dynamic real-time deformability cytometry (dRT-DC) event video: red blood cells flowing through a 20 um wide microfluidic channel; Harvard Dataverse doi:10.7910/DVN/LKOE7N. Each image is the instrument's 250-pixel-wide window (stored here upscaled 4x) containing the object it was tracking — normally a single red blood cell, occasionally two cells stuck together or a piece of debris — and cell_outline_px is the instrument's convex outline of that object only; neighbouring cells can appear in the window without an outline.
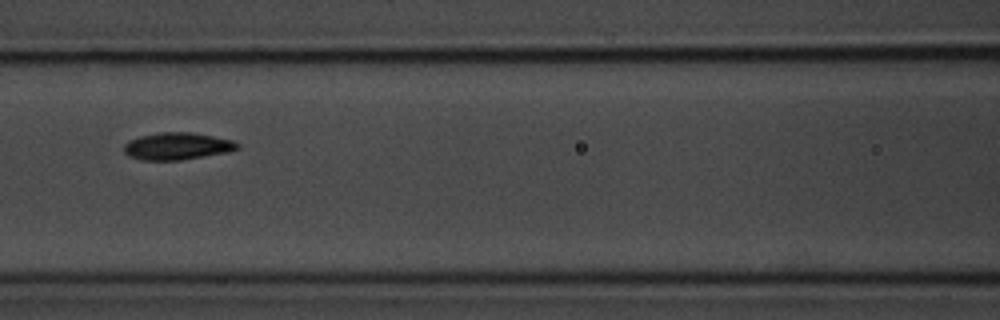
{"species": "common noctule bat (a hibernating species)", "species_latin": "Nyctalus noctula", "temperature_condition": "room temperature", "stored_images_in_passage": 11, "camera_frame_rate_fps": 3000, "um_per_image_px": 0.085, "animal": {"sex": "male", "body_mass_g": 20.1, "forearm_length_mm": 53.5}, "frame": {"image": 1, "passage_image": 4, "time_ms": 3.333, "image_size_px": [1000, 320], "cell_outline_px": [[240, 148], [228, 152], [180, 160], [140, 160], [128, 156], [124, 152], [124, 144], [128, 140], [140, 136], [160, 132], [192, 132], [232, 140], [240, 144]], "centroid_in_image_um": [15.04, 12.42], "position_along_channel_um": 151.6, "area_um2": 18.03}}
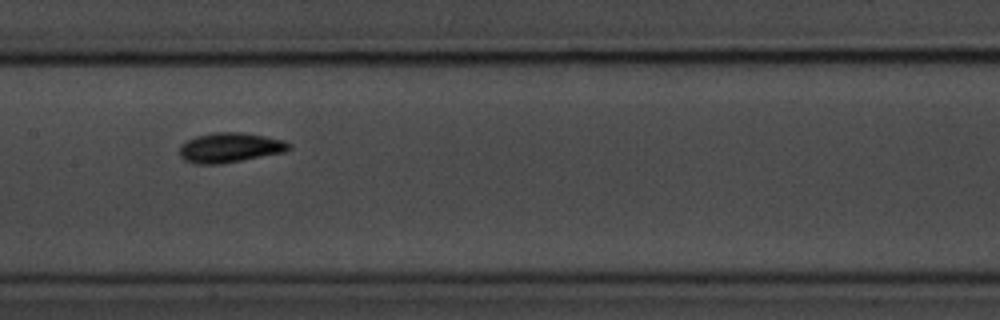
{"frame": {"image": 2, "passage_image": 5, "time_ms": 4.333, "image_size_px": [1000, 320], "cell_outline_px": [[292, 148], [284, 152], [220, 164], [192, 164], [184, 160], [180, 156], [180, 148], [188, 140], [196, 136], [216, 132], [240, 132], [264, 136], [284, 140], [292, 144]], "centroid_in_image_um": [19.56, 12.55], "position_along_channel_um": 187.8, "area_um2": 18.9}}
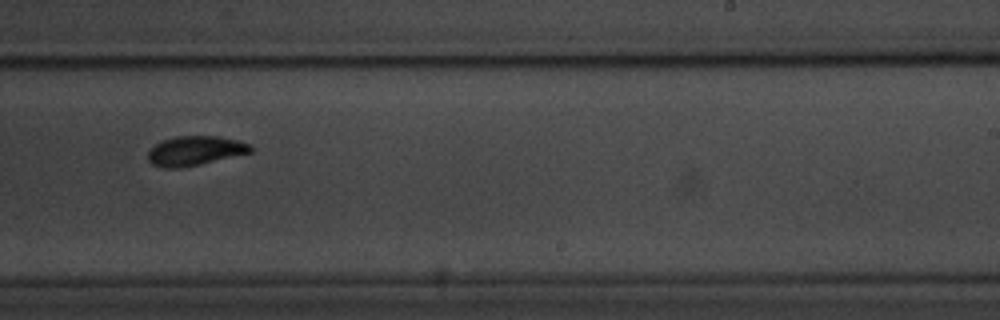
{"frame": {"image": 3, "passage_image": 7, "time_ms": 6.667, "image_size_px": [1000, 320], "cell_outline_px": [[256, 148], [252, 152], [200, 164], [180, 168], [164, 168], [152, 164], [148, 160], [148, 152], [156, 144], [164, 140], [176, 136], [220, 136], [252, 144]], "centroid_in_image_um": [16.62, 12.81], "position_along_channel_um": 272.4, "area_um2": 17.63}, "authors_computed_cell_mechanics": {"area_um2": 17.6868, "velocity_mm_per_s": 3.6441, "shape_relaxation_time_tau1_ms": 1.5459, "shape_relaxation_time_tau2_ms": null, "deformation_change_tau1": 0.1037, "deformation_change_tau2": null}}